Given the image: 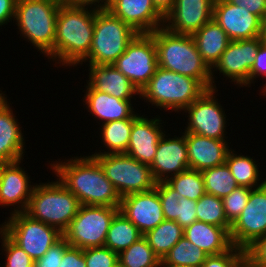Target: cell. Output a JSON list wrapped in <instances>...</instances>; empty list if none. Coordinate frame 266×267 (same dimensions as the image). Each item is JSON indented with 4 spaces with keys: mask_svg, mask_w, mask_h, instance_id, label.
Listing matches in <instances>:
<instances>
[{
    "mask_svg": "<svg viewBox=\"0 0 266 267\" xmlns=\"http://www.w3.org/2000/svg\"><path fill=\"white\" fill-rule=\"evenodd\" d=\"M67 159L52 161L50 169L81 205L120 207L121 197L92 155Z\"/></svg>",
    "mask_w": 266,
    "mask_h": 267,
    "instance_id": "1",
    "label": "cell"
},
{
    "mask_svg": "<svg viewBox=\"0 0 266 267\" xmlns=\"http://www.w3.org/2000/svg\"><path fill=\"white\" fill-rule=\"evenodd\" d=\"M94 22V6L65 2L60 5L54 42L55 64L65 67L84 64L92 46Z\"/></svg>",
    "mask_w": 266,
    "mask_h": 267,
    "instance_id": "2",
    "label": "cell"
},
{
    "mask_svg": "<svg viewBox=\"0 0 266 267\" xmlns=\"http://www.w3.org/2000/svg\"><path fill=\"white\" fill-rule=\"evenodd\" d=\"M150 34L154 37L160 68L197 79L207 90L212 89L211 69L191 35L175 34L164 27Z\"/></svg>",
    "mask_w": 266,
    "mask_h": 267,
    "instance_id": "3",
    "label": "cell"
},
{
    "mask_svg": "<svg viewBox=\"0 0 266 267\" xmlns=\"http://www.w3.org/2000/svg\"><path fill=\"white\" fill-rule=\"evenodd\" d=\"M59 0H17L14 20L20 36L54 62Z\"/></svg>",
    "mask_w": 266,
    "mask_h": 267,
    "instance_id": "4",
    "label": "cell"
},
{
    "mask_svg": "<svg viewBox=\"0 0 266 267\" xmlns=\"http://www.w3.org/2000/svg\"><path fill=\"white\" fill-rule=\"evenodd\" d=\"M80 205L78 198L57 179L35 183L25 213L63 234L76 216Z\"/></svg>",
    "mask_w": 266,
    "mask_h": 267,
    "instance_id": "5",
    "label": "cell"
},
{
    "mask_svg": "<svg viewBox=\"0 0 266 267\" xmlns=\"http://www.w3.org/2000/svg\"><path fill=\"white\" fill-rule=\"evenodd\" d=\"M206 90L197 79L158 67L140 92V99L160 110L181 113Z\"/></svg>",
    "mask_w": 266,
    "mask_h": 267,
    "instance_id": "6",
    "label": "cell"
},
{
    "mask_svg": "<svg viewBox=\"0 0 266 267\" xmlns=\"http://www.w3.org/2000/svg\"><path fill=\"white\" fill-rule=\"evenodd\" d=\"M138 34L130 25L106 8L95 7L94 33L91 50L83 61L86 65H111Z\"/></svg>",
    "mask_w": 266,
    "mask_h": 267,
    "instance_id": "7",
    "label": "cell"
},
{
    "mask_svg": "<svg viewBox=\"0 0 266 267\" xmlns=\"http://www.w3.org/2000/svg\"><path fill=\"white\" fill-rule=\"evenodd\" d=\"M100 164L105 176L122 198L128 194L147 192L156 182L148 165L131 156L120 154H92Z\"/></svg>",
    "mask_w": 266,
    "mask_h": 267,
    "instance_id": "8",
    "label": "cell"
},
{
    "mask_svg": "<svg viewBox=\"0 0 266 267\" xmlns=\"http://www.w3.org/2000/svg\"><path fill=\"white\" fill-rule=\"evenodd\" d=\"M119 207L80 205L63 238L81 249L104 246L108 229Z\"/></svg>",
    "mask_w": 266,
    "mask_h": 267,
    "instance_id": "9",
    "label": "cell"
},
{
    "mask_svg": "<svg viewBox=\"0 0 266 267\" xmlns=\"http://www.w3.org/2000/svg\"><path fill=\"white\" fill-rule=\"evenodd\" d=\"M6 219L0 228L34 261L63 237L56 228L33 219L25 212L10 214Z\"/></svg>",
    "mask_w": 266,
    "mask_h": 267,
    "instance_id": "10",
    "label": "cell"
},
{
    "mask_svg": "<svg viewBox=\"0 0 266 267\" xmlns=\"http://www.w3.org/2000/svg\"><path fill=\"white\" fill-rule=\"evenodd\" d=\"M112 65L141 92L159 67L154 37L138 33Z\"/></svg>",
    "mask_w": 266,
    "mask_h": 267,
    "instance_id": "11",
    "label": "cell"
},
{
    "mask_svg": "<svg viewBox=\"0 0 266 267\" xmlns=\"http://www.w3.org/2000/svg\"><path fill=\"white\" fill-rule=\"evenodd\" d=\"M217 88L206 90L198 99L183 110L188 113L185 133H195L211 139L226 141V114L215 96ZM225 138V139H224Z\"/></svg>",
    "mask_w": 266,
    "mask_h": 267,
    "instance_id": "12",
    "label": "cell"
},
{
    "mask_svg": "<svg viewBox=\"0 0 266 267\" xmlns=\"http://www.w3.org/2000/svg\"><path fill=\"white\" fill-rule=\"evenodd\" d=\"M263 42L262 37L231 41L219 61L211 69L212 88L216 89L215 71L216 73L218 71L220 74L222 73L223 77L230 79L240 88L249 87L250 70L254 64L257 51Z\"/></svg>",
    "mask_w": 266,
    "mask_h": 267,
    "instance_id": "13",
    "label": "cell"
},
{
    "mask_svg": "<svg viewBox=\"0 0 266 267\" xmlns=\"http://www.w3.org/2000/svg\"><path fill=\"white\" fill-rule=\"evenodd\" d=\"M229 233L232 244L244 250L266 235V182L251 190L247 205L231 224Z\"/></svg>",
    "mask_w": 266,
    "mask_h": 267,
    "instance_id": "14",
    "label": "cell"
},
{
    "mask_svg": "<svg viewBox=\"0 0 266 267\" xmlns=\"http://www.w3.org/2000/svg\"><path fill=\"white\" fill-rule=\"evenodd\" d=\"M246 9L227 0H215L212 19L231 41L262 37V20Z\"/></svg>",
    "mask_w": 266,
    "mask_h": 267,
    "instance_id": "15",
    "label": "cell"
},
{
    "mask_svg": "<svg viewBox=\"0 0 266 267\" xmlns=\"http://www.w3.org/2000/svg\"><path fill=\"white\" fill-rule=\"evenodd\" d=\"M180 136L168 138L166 132L160 138L156 154L149 166L156 183L166 182L169 178L189 169L185 132Z\"/></svg>",
    "mask_w": 266,
    "mask_h": 267,
    "instance_id": "16",
    "label": "cell"
},
{
    "mask_svg": "<svg viewBox=\"0 0 266 267\" xmlns=\"http://www.w3.org/2000/svg\"><path fill=\"white\" fill-rule=\"evenodd\" d=\"M215 0H175L163 27L175 34L192 35L213 17Z\"/></svg>",
    "mask_w": 266,
    "mask_h": 267,
    "instance_id": "17",
    "label": "cell"
},
{
    "mask_svg": "<svg viewBox=\"0 0 266 267\" xmlns=\"http://www.w3.org/2000/svg\"><path fill=\"white\" fill-rule=\"evenodd\" d=\"M119 211L134 223L143 235L165 220L158 191L155 188L123 196Z\"/></svg>",
    "mask_w": 266,
    "mask_h": 267,
    "instance_id": "18",
    "label": "cell"
},
{
    "mask_svg": "<svg viewBox=\"0 0 266 267\" xmlns=\"http://www.w3.org/2000/svg\"><path fill=\"white\" fill-rule=\"evenodd\" d=\"M22 161L8 162L0 176V206H13L10 214L26 211L35 186L31 185L30 175L28 177L25 168H21Z\"/></svg>",
    "mask_w": 266,
    "mask_h": 267,
    "instance_id": "19",
    "label": "cell"
},
{
    "mask_svg": "<svg viewBox=\"0 0 266 267\" xmlns=\"http://www.w3.org/2000/svg\"><path fill=\"white\" fill-rule=\"evenodd\" d=\"M106 9L138 33H152L164 24L152 0H110Z\"/></svg>",
    "mask_w": 266,
    "mask_h": 267,
    "instance_id": "20",
    "label": "cell"
},
{
    "mask_svg": "<svg viewBox=\"0 0 266 267\" xmlns=\"http://www.w3.org/2000/svg\"><path fill=\"white\" fill-rule=\"evenodd\" d=\"M158 117L155 116V118L150 119L145 115H140L133 122L128 148L125 153L148 166L152 164L158 142L165 133L162 128V119L160 116Z\"/></svg>",
    "mask_w": 266,
    "mask_h": 267,
    "instance_id": "21",
    "label": "cell"
},
{
    "mask_svg": "<svg viewBox=\"0 0 266 267\" xmlns=\"http://www.w3.org/2000/svg\"><path fill=\"white\" fill-rule=\"evenodd\" d=\"M84 99L88 112L102 124L122 119H137L141 114L135 112L133 100H121L105 92L93 89L88 83ZM85 100V101H84Z\"/></svg>",
    "mask_w": 266,
    "mask_h": 267,
    "instance_id": "22",
    "label": "cell"
},
{
    "mask_svg": "<svg viewBox=\"0 0 266 267\" xmlns=\"http://www.w3.org/2000/svg\"><path fill=\"white\" fill-rule=\"evenodd\" d=\"M185 139L189 169L203 171L225 164L230 151L228 141L211 139L195 133H185Z\"/></svg>",
    "mask_w": 266,
    "mask_h": 267,
    "instance_id": "23",
    "label": "cell"
},
{
    "mask_svg": "<svg viewBox=\"0 0 266 267\" xmlns=\"http://www.w3.org/2000/svg\"><path fill=\"white\" fill-rule=\"evenodd\" d=\"M5 96L4 92L0 96V156L7 162H15L24 159L25 138Z\"/></svg>",
    "mask_w": 266,
    "mask_h": 267,
    "instance_id": "24",
    "label": "cell"
},
{
    "mask_svg": "<svg viewBox=\"0 0 266 267\" xmlns=\"http://www.w3.org/2000/svg\"><path fill=\"white\" fill-rule=\"evenodd\" d=\"M89 70L86 81L93 89L105 92L121 100H131L140 91L114 65H87Z\"/></svg>",
    "mask_w": 266,
    "mask_h": 267,
    "instance_id": "25",
    "label": "cell"
},
{
    "mask_svg": "<svg viewBox=\"0 0 266 267\" xmlns=\"http://www.w3.org/2000/svg\"><path fill=\"white\" fill-rule=\"evenodd\" d=\"M183 235L208 255L224 253L233 246L225 228L205 222H193L184 229Z\"/></svg>",
    "mask_w": 266,
    "mask_h": 267,
    "instance_id": "26",
    "label": "cell"
},
{
    "mask_svg": "<svg viewBox=\"0 0 266 267\" xmlns=\"http://www.w3.org/2000/svg\"><path fill=\"white\" fill-rule=\"evenodd\" d=\"M191 36L203 61L210 69L219 61L222 53L231 42L226 32L213 19Z\"/></svg>",
    "mask_w": 266,
    "mask_h": 267,
    "instance_id": "27",
    "label": "cell"
},
{
    "mask_svg": "<svg viewBox=\"0 0 266 267\" xmlns=\"http://www.w3.org/2000/svg\"><path fill=\"white\" fill-rule=\"evenodd\" d=\"M255 160L253 157L242 155V153L236 154L235 150L230 148L225 163L229 167L238 186L253 189L262 186L266 182V177L260 181L262 179L260 177L261 171L258 170L259 163Z\"/></svg>",
    "mask_w": 266,
    "mask_h": 267,
    "instance_id": "28",
    "label": "cell"
},
{
    "mask_svg": "<svg viewBox=\"0 0 266 267\" xmlns=\"http://www.w3.org/2000/svg\"><path fill=\"white\" fill-rule=\"evenodd\" d=\"M136 119H122L117 121H110L104 123L99 128L101 137V144L106 147L104 152H95L94 154H120L126 153L132 125Z\"/></svg>",
    "mask_w": 266,
    "mask_h": 267,
    "instance_id": "29",
    "label": "cell"
},
{
    "mask_svg": "<svg viewBox=\"0 0 266 267\" xmlns=\"http://www.w3.org/2000/svg\"><path fill=\"white\" fill-rule=\"evenodd\" d=\"M141 237L143 234L135 224L119 211L111 221L104 246L119 254Z\"/></svg>",
    "mask_w": 266,
    "mask_h": 267,
    "instance_id": "30",
    "label": "cell"
},
{
    "mask_svg": "<svg viewBox=\"0 0 266 267\" xmlns=\"http://www.w3.org/2000/svg\"><path fill=\"white\" fill-rule=\"evenodd\" d=\"M184 229L173 220H164L143 237L153 249L154 254L162 260L171 248L183 237Z\"/></svg>",
    "mask_w": 266,
    "mask_h": 267,
    "instance_id": "31",
    "label": "cell"
},
{
    "mask_svg": "<svg viewBox=\"0 0 266 267\" xmlns=\"http://www.w3.org/2000/svg\"><path fill=\"white\" fill-rule=\"evenodd\" d=\"M208 254L193 245L184 235L161 260V266L201 267Z\"/></svg>",
    "mask_w": 266,
    "mask_h": 267,
    "instance_id": "32",
    "label": "cell"
},
{
    "mask_svg": "<svg viewBox=\"0 0 266 267\" xmlns=\"http://www.w3.org/2000/svg\"><path fill=\"white\" fill-rule=\"evenodd\" d=\"M204 179L205 192L219 198L229 195L238 184L227 164L201 171Z\"/></svg>",
    "mask_w": 266,
    "mask_h": 267,
    "instance_id": "33",
    "label": "cell"
},
{
    "mask_svg": "<svg viewBox=\"0 0 266 267\" xmlns=\"http://www.w3.org/2000/svg\"><path fill=\"white\" fill-rule=\"evenodd\" d=\"M118 264L122 267H161V260L154 254L147 240L141 237L118 254Z\"/></svg>",
    "mask_w": 266,
    "mask_h": 267,
    "instance_id": "34",
    "label": "cell"
},
{
    "mask_svg": "<svg viewBox=\"0 0 266 267\" xmlns=\"http://www.w3.org/2000/svg\"><path fill=\"white\" fill-rule=\"evenodd\" d=\"M166 183L177 191L181 197L199 200L206 192L201 171L187 169L169 178Z\"/></svg>",
    "mask_w": 266,
    "mask_h": 267,
    "instance_id": "35",
    "label": "cell"
},
{
    "mask_svg": "<svg viewBox=\"0 0 266 267\" xmlns=\"http://www.w3.org/2000/svg\"><path fill=\"white\" fill-rule=\"evenodd\" d=\"M197 221L225 228L228 232L231 223L226 218L222 198L205 193L196 201Z\"/></svg>",
    "mask_w": 266,
    "mask_h": 267,
    "instance_id": "36",
    "label": "cell"
},
{
    "mask_svg": "<svg viewBox=\"0 0 266 267\" xmlns=\"http://www.w3.org/2000/svg\"><path fill=\"white\" fill-rule=\"evenodd\" d=\"M0 240L5 256V265L3 267H34V260L17 245L1 228ZM2 267V266H0Z\"/></svg>",
    "mask_w": 266,
    "mask_h": 267,
    "instance_id": "37",
    "label": "cell"
},
{
    "mask_svg": "<svg viewBox=\"0 0 266 267\" xmlns=\"http://www.w3.org/2000/svg\"><path fill=\"white\" fill-rule=\"evenodd\" d=\"M251 190L248 187L238 186L222 198L226 218L231 224L241 215L247 205Z\"/></svg>",
    "mask_w": 266,
    "mask_h": 267,
    "instance_id": "38",
    "label": "cell"
},
{
    "mask_svg": "<svg viewBox=\"0 0 266 267\" xmlns=\"http://www.w3.org/2000/svg\"><path fill=\"white\" fill-rule=\"evenodd\" d=\"M86 267H115L118 254L106 246L83 249Z\"/></svg>",
    "mask_w": 266,
    "mask_h": 267,
    "instance_id": "39",
    "label": "cell"
},
{
    "mask_svg": "<svg viewBox=\"0 0 266 267\" xmlns=\"http://www.w3.org/2000/svg\"><path fill=\"white\" fill-rule=\"evenodd\" d=\"M162 204L163 215L166 220L176 221V209L181 195L171 188L166 182H158L155 185Z\"/></svg>",
    "mask_w": 266,
    "mask_h": 267,
    "instance_id": "40",
    "label": "cell"
},
{
    "mask_svg": "<svg viewBox=\"0 0 266 267\" xmlns=\"http://www.w3.org/2000/svg\"><path fill=\"white\" fill-rule=\"evenodd\" d=\"M244 255V249L233 245L224 253L208 255L201 267H233Z\"/></svg>",
    "mask_w": 266,
    "mask_h": 267,
    "instance_id": "41",
    "label": "cell"
},
{
    "mask_svg": "<svg viewBox=\"0 0 266 267\" xmlns=\"http://www.w3.org/2000/svg\"><path fill=\"white\" fill-rule=\"evenodd\" d=\"M69 243L62 237L41 257L35 260L34 267H59L64 251Z\"/></svg>",
    "mask_w": 266,
    "mask_h": 267,
    "instance_id": "42",
    "label": "cell"
},
{
    "mask_svg": "<svg viewBox=\"0 0 266 267\" xmlns=\"http://www.w3.org/2000/svg\"><path fill=\"white\" fill-rule=\"evenodd\" d=\"M176 209V222L185 229L197 221L196 201L180 197Z\"/></svg>",
    "mask_w": 266,
    "mask_h": 267,
    "instance_id": "43",
    "label": "cell"
},
{
    "mask_svg": "<svg viewBox=\"0 0 266 267\" xmlns=\"http://www.w3.org/2000/svg\"><path fill=\"white\" fill-rule=\"evenodd\" d=\"M245 255L255 267H266V235L257 238L245 249Z\"/></svg>",
    "mask_w": 266,
    "mask_h": 267,
    "instance_id": "44",
    "label": "cell"
},
{
    "mask_svg": "<svg viewBox=\"0 0 266 267\" xmlns=\"http://www.w3.org/2000/svg\"><path fill=\"white\" fill-rule=\"evenodd\" d=\"M266 76V42L264 41L257 51L254 64L249 74V87L256 78ZM261 93L266 89V83L261 87Z\"/></svg>",
    "mask_w": 266,
    "mask_h": 267,
    "instance_id": "45",
    "label": "cell"
},
{
    "mask_svg": "<svg viewBox=\"0 0 266 267\" xmlns=\"http://www.w3.org/2000/svg\"><path fill=\"white\" fill-rule=\"evenodd\" d=\"M59 267H86L83 249L69 246L64 251Z\"/></svg>",
    "mask_w": 266,
    "mask_h": 267,
    "instance_id": "46",
    "label": "cell"
},
{
    "mask_svg": "<svg viewBox=\"0 0 266 267\" xmlns=\"http://www.w3.org/2000/svg\"><path fill=\"white\" fill-rule=\"evenodd\" d=\"M233 5H238L250 13L257 15L261 20H263L266 15V0H227Z\"/></svg>",
    "mask_w": 266,
    "mask_h": 267,
    "instance_id": "47",
    "label": "cell"
},
{
    "mask_svg": "<svg viewBox=\"0 0 266 267\" xmlns=\"http://www.w3.org/2000/svg\"><path fill=\"white\" fill-rule=\"evenodd\" d=\"M17 0H0V27L14 21Z\"/></svg>",
    "mask_w": 266,
    "mask_h": 267,
    "instance_id": "48",
    "label": "cell"
},
{
    "mask_svg": "<svg viewBox=\"0 0 266 267\" xmlns=\"http://www.w3.org/2000/svg\"><path fill=\"white\" fill-rule=\"evenodd\" d=\"M155 9L165 17L174 7L175 0H152Z\"/></svg>",
    "mask_w": 266,
    "mask_h": 267,
    "instance_id": "49",
    "label": "cell"
},
{
    "mask_svg": "<svg viewBox=\"0 0 266 267\" xmlns=\"http://www.w3.org/2000/svg\"><path fill=\"white\" fill-rule=\"evenodd\" d=\"M110 0H67L71 5H89L97 8H106Z\"/></svg>",
    "mask_w": 266,
    "mask_h": 267,
    "instance_id": "50",
    "label": "cell"
},
{
    "mask_svg": "<svg viewBox=\"0 0 266 267\" xmlns=\"http://www.w3.org/2000/svg\"><path fill=\"white\" fill-rule=\"evenodd\" d=\"M233 267H255L254 263L244 255Z\"/></svg>",
    "mask_w": 266,
    "mask_h": 267,
    "instance_id": "51",
    "label": "cell"
},
{
    "mask_svg": "<svg viewBox=\"0 0 266 267\" xmlns=\"http://www.w3.org/2000/svg\"><path fill=\"white\" fill-rule=\"evenodd\" d=\"M262 38L266 42V15L262 20Z\"/></svg>",
    "mask_w": 266,
    "mask_h": 267,
    "instance_id": "52",
    "label": "cell"
},
{
    "mask_svg": "<svg viewBox=\"0 0 266 267\" xmlns=\"http://www.w3.org/2000/svg\"><path fill=\"white\" fill-rule=\"evenodd\" d=\"M7 163H8V162H7L4 158H2V157L0 156V176H1V172H2L3 167H4Z\"/></svg>",
    "mask_w": 266,
    "mask_h": 267,
    "instance_id": "53",
    "label": "cell"
},
{
    "mask_svg": "<svg viewBox=\"0 0 266 267\" xmlns=\"http://www.w3.org/2000/svg\"><path fill=\"white\" fill-rule=\"evenodd\" d=\"M161 267H196V266H161Z\"/></svg>",
    "mask_w": 266,
    "mask_h": 267,
    "instance_id": "54",
    "label": "cell"
},
{
    "mask_svg": "<svg viewBox=\"0 0 266 267\" xmlns=\"http://www.w3.org/2000/svg\"><path fill=\"white\" fill-rule=\"evenodd\" d=\"M262 96H266V89L262 92Z\"/></svg>",
    "mask_w": 266,
    "mask_h": 267,
    "instance_id": "55",
    "label": "cell"
},
{
    "mask_svg": "<svg viewBox=\"0 0 266 267\" xmlns=\"http://www.w3.org/2000/svg\"><path fill=\"white\" fill-rule=\"evenodd\" d=\"M59 1L67 3V0H59Z\"/></svg>",
    "mask_w": 266,
    "mask_h": 267,
    "instance_id": "56",
    "label": "cell"
}]
</instances>
